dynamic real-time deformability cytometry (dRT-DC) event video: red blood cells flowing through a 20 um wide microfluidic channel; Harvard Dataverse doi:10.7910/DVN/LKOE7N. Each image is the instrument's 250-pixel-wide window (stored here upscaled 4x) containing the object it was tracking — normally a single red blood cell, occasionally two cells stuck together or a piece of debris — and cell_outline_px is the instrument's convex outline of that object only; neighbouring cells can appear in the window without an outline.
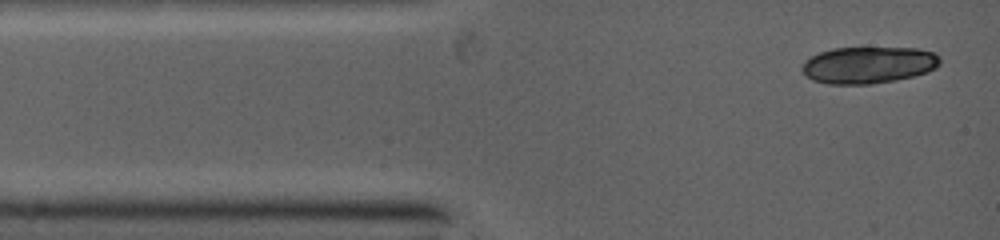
{"species": "common noctule bat (a hibernating species)", "species_latin": "Nyctalus noctula", "temperature_condition": "warm", "stored_images_in_passage": 5, "camera_frame_rate_fps": 5000, "um_per_image_px": 0.085, "animal": {"sex": "female", "body_mass_g": 19.0, "forearm_length_mm": 53.3}, "frame": {"image": 1, "passage_image": 1, "time_ms": 0.0, "image_size_px": [1000, 240], "cell_outline_px": [[940, 64], [936, 68], [928, 72], [896, 80], [872, 84], [828, 84], [812, 80], [804, 72], [804, 64], [812, 56], [820, 52], [832, 48], [916, 48], [932, 52], [940, 56]], "centroid_in_image_um": [73.87, 5.52], "position_along_channel_um": 11.1, "area_um2": 29.36}}